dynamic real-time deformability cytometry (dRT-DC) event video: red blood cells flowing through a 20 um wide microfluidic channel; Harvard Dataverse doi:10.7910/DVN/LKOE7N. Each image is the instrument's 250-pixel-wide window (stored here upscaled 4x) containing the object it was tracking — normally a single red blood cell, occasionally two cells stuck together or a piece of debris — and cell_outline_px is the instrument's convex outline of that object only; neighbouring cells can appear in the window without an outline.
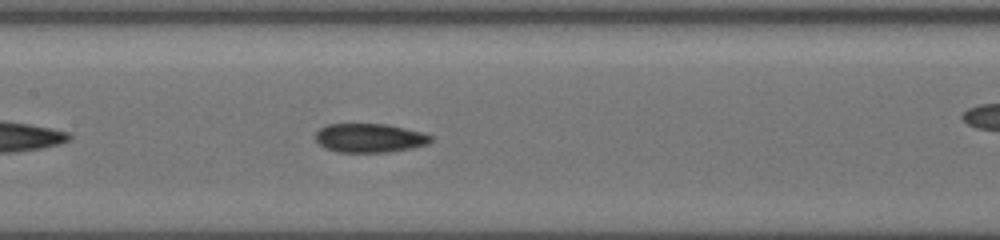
{"species": "common noctule bat (a hibernating species)", "species_latin": "Nyctalus noctula", "temperature_condition": "cold", "stored_images_in_passage": 37, "camera_frame_rate_fps": 3000, "um_per_image_px": 0.085, "animal": {"sex": "female", "body_mass_g": 19.5, "forearm_length_mm": 54.1}, "frame": {"image": 1, "passage_image": 11, "time_ms": 3.333, "image_size_px": [1000, 240], "cell_outline_px": [[432, 140], [428, 144], [412, 148], [388, 152], [336, 152], [324, 148], [316, 140], [316, 132], [320, 128], [328, 124], [388, 124], [420, 132], [432, 136]], "centroid_in_image_um": [31.4, 11.73], "position_along_channel_um": 176.0, "area_um2": 19.42}}
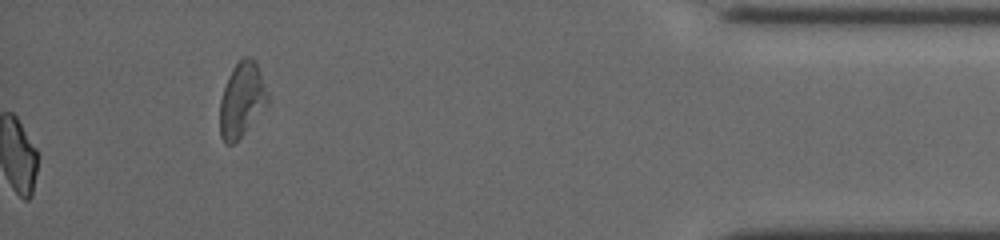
{"frame": {"image": 2, "passage_image": 37, "time_ms": 12.0, "image_size_px": [1000, 240], "cell_outline_px": [[268, 100], [244, 132], [232, 144], [224, 144], [220, 136], [220, 100], [228, 76], [232, 68], [244, 56], [248, 56], [256, 60], [268, 96]], "centroid_in_image_um": [20.51, 8.45], "position_along_channel_um": 414.7, "area_um2": 20.17}, "authors_computed_cell_mechanics": {"area_um2": 19.4208, "velocity_mm_per_s": 3.9347, "shape_relaxation_time_tau1_ms": 5.8019, "shape_relaxation_time_tau2_ms": 3.9822, "deformation_change_tau1": 0.129, "deformation_change_tau2": 0.0827}}